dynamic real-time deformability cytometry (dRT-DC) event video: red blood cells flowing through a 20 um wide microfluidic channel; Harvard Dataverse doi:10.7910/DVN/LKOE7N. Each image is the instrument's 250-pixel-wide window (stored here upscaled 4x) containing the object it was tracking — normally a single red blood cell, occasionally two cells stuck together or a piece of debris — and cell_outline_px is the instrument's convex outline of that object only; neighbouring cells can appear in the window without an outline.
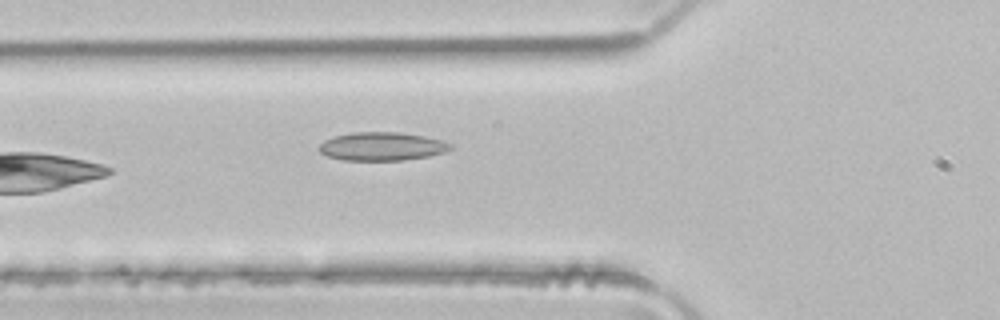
{"species": "common noctule bat (a hibernating species)", "species_latin": "Nyctalus noctula", "temperature_condition": "room temperature", "stored_images_in_passage": 6, "segment_of_instrument_passage": [1, 2], "camera_frame_rate_fps": 3000, "um_per_image_px": 0.085, "animal": {"sex": "male", "body_mass_g": 21.5, "forearm_length_mm": 52.0}, "frame": {"image": 1, "passage_image": 5, "time_ms": 1.333, "image_size_px": [1000, 320], "cell_outline_px": [[452, 148], [444, 152], [428, 156], [404, 160], [340, 160], [328, 156], [320, 152], [316, 148], [324, 140], [336, 136], [352, 132], [400, 132], [424, 136], [440, 140], [452, 144]], "centroid_in_image_um": [32.43, 12.44], "position_along_channel_um": 93.4, "area_um2": 21.73}}